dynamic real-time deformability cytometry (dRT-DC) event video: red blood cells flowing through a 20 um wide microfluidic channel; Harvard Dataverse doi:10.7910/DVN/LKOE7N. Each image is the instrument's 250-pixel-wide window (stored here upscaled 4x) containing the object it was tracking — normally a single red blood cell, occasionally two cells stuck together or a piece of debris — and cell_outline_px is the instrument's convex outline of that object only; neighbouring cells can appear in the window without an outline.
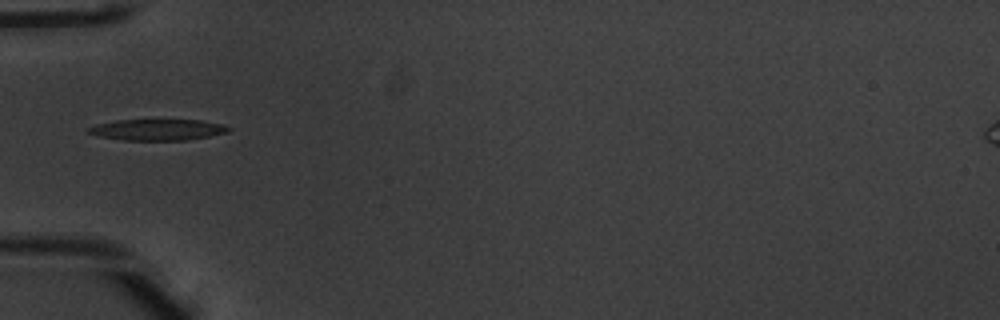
{"species": "common noctule bat (a hibernating species)", "species_latin": "Nyctalus noctula", "temperature_condition": "warm", "stored_images_in_passage": 35, "camera_frame_rate_fps": 3000, "um_per_image_px": 0.085, "animal": {"sex": "male", "body_mass_g": 20.1, "forearm_length_mm": 53.5}, "frame": {"image": 1, "passage_image": 1, "time_ms": 0.0, "image_size_px": [1000, 320], "cell_outline_px": [[232, 128], [228, 132], [188, 140], [124, 140], [100, 136], [88, 132], [84, 128], [96, 124], [116, 120], [200, 120], [220, 124]], "centroid_in_image_um": [13.36, 11.02], "position_along_channel_um": 71.6, "area_um2": 17.17}}
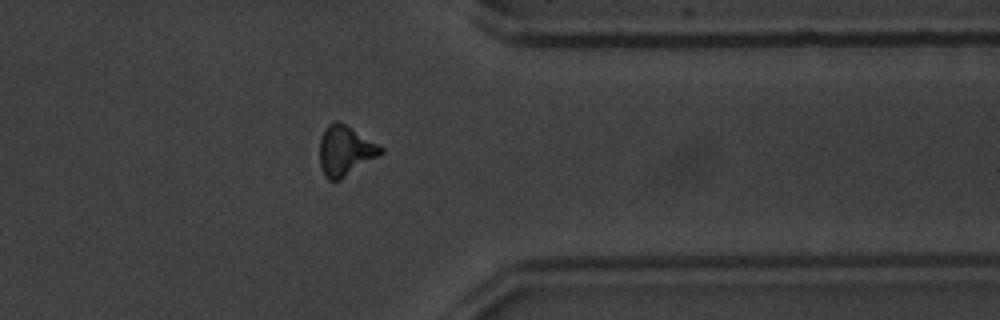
{"frame": {"image": 2, "passage_image": 25, "time_ms": 8.0, "image_size_px": [1000, 320], "cell_outline_px": [[384, 152], [380, 156], [340, 180], [328, 180], [324, 176], [320, 164], [320, 140], [324, 128], [332, 120], [336, 120], [344, 124], [384, 148]], "centroid_in_image_um": [29.34, 12.83], "position_along_channel_um": 382.1, "area_um2": 17.8}}
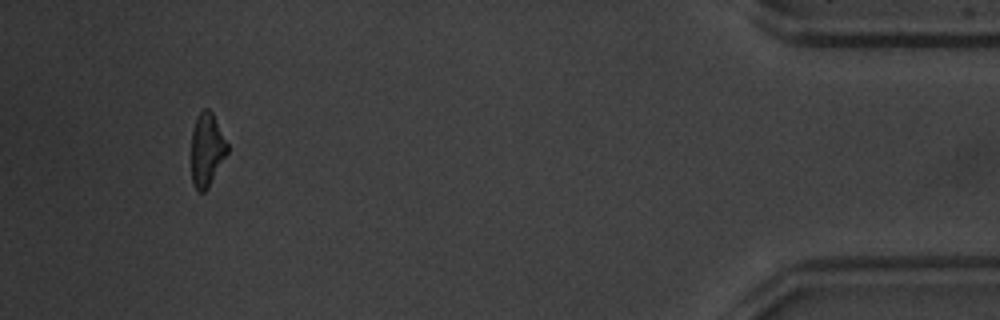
{"frame": {"image": 3, "passage_image": 32, "time_ms": 10.333, "image_size_px": [1000, 320], "cell_outline_px": [[228, 152], [208, 188], [204, 192], [196, 192], [192, 184], [192, 128], [196, 116], [204, 108], [208, 108], [212, 112], [228, 144]], "centroid_in_image_um": [17.57, 12.73], "position_along_channel_um": 417.6, "area_um2": 15.49}, "authors_computed_cell_mechanics": {"area_um2": 17.051, "velocity_mm_per_s": 3.9625, "shape_relaxation_time_tau1_ms": 2.9344, "shape_relaxation_time_tau2_ms": null, "deformation_change_tau1": 0.1467, "deformation_change_tau2": null}}